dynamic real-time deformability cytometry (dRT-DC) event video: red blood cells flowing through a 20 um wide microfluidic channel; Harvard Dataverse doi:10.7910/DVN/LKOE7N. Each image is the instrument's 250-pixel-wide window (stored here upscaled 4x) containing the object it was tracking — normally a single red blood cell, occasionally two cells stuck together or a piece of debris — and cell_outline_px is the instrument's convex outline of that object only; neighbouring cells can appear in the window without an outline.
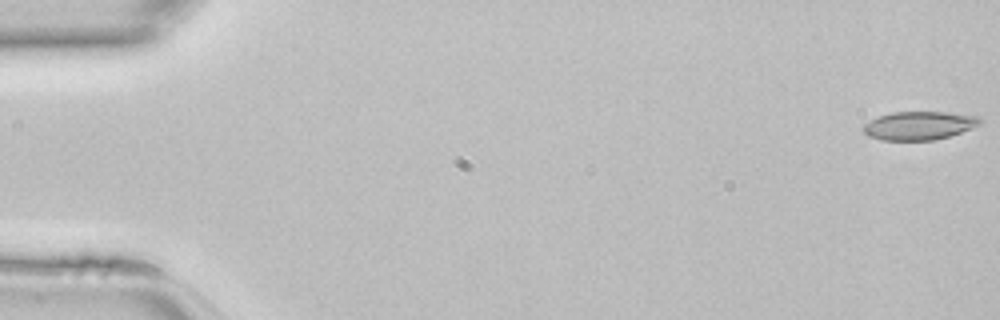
{"species": "common noctule bat (a hibernating species)", "species_latin": "Nyctalus noctula", "temperature_condition": "room temperature", "stored_images_in_passage": 37, "camera_frame_rate_fps": 3000, "um_per_image_px": 0.085, "animal": {"sex": "female", "body_mass_g": 22.7, "forearm_length_mm": 54.2}, "frame": {"image": 1, "passage_image": 1, "time_ms": 0.0, "image_size_px": [1000, 320], "cell_outline_px": [[984, 120], [980, 124], [972, 128], [948, 136], [932, 140], [880, 140], [868, 136], [860, 128], [864, 124], [880, 116], [892, 112], [948, 112], [980, 116]], "centroid_in_image_um": [78.14, 10.67], "position_along_channel_um": 6.9, "area_um2": 19.36}}
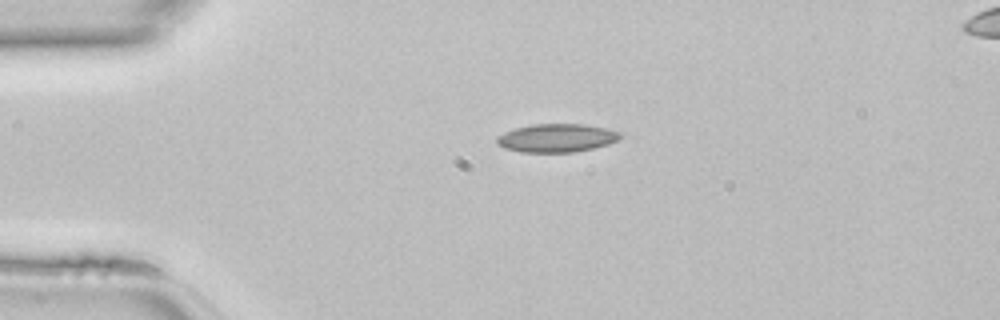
{"frame": {"image": 2, "passage_image": 11, "time_ms": 3.333, "image_size_px": [1000, 320], "cell_outline_px": [[624, 132], [616, 140], [608, 144], [592, 148], [572, 152], [520, 152], [504, 148], [496, 144], [496, 136], [504, 132], [516, 128], [532, 124], [584, 124], [608, 128]], "centroid_in_image_um": [47.3, 11.72], "position_along_channel_um": 37.7, "area_um2": 20.46}}
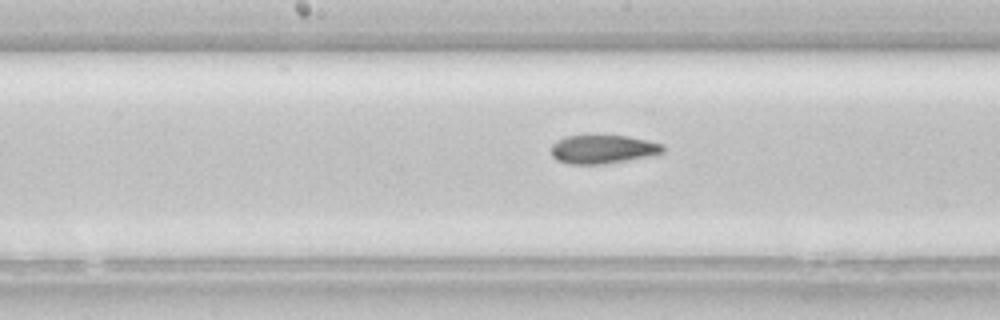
{"frame": {"image": 3, "passage_image": 24, "time_ms": 7.667, "image_size_px": [1000, 320], "cell_outline_px": [[664, 152], [624, 160], [600, 164], [568, 164], [556, 160], [552, 156], [552, 144], [564, 136], [628, 136], [648, 140], [664, 144]], "centroid_in_image_um": [51.21, 12.68], "position_along_channel_um": 197.0, "area_um2": 18.32}}